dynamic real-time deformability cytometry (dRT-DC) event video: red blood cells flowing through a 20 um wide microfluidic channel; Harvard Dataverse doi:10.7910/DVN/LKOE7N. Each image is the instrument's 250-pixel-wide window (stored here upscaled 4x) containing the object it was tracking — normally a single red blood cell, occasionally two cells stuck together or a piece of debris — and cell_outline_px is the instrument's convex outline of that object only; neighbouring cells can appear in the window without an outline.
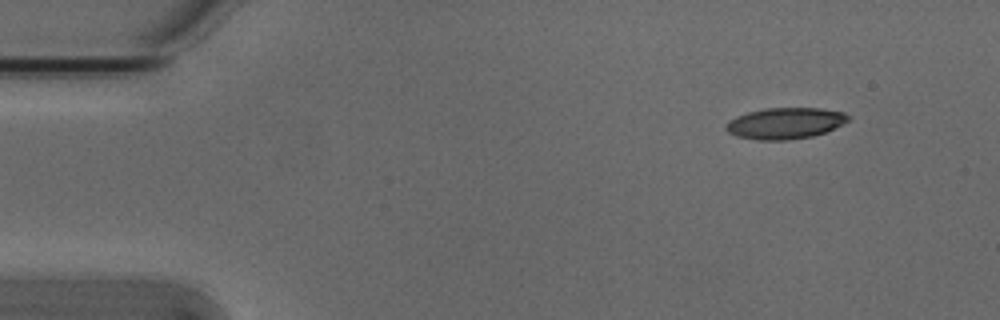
{"species": "Egyptian fruit bat (a non-hibernating species)", "species_latin": "Rousettus aegyptiacus", "temperature_condition": "cold", "stored_images_in_passage": 7, "camera_frame_rate_fps": 3000, "um_per_image_px": 0.085, "animal": {"sex": "male"}, "frame": {"image": 1, "passage_image": 1, "time_ms": 0.0, "image_size_px": [1000, 320], "cell_outline_px": [[848, 120], [824, 132], [812, 136], [788, 140], [756, 140], [736, 136], [728, 132], [724, 128], [728, 120], [736, 116], [748, 112], [764, 108], [820, 108], [844, 112], [848, 116]], "centroid_in_image_um": [66.66, 10.47], "position_along_channel_um": 18.3, "area_um2": 22.14}}
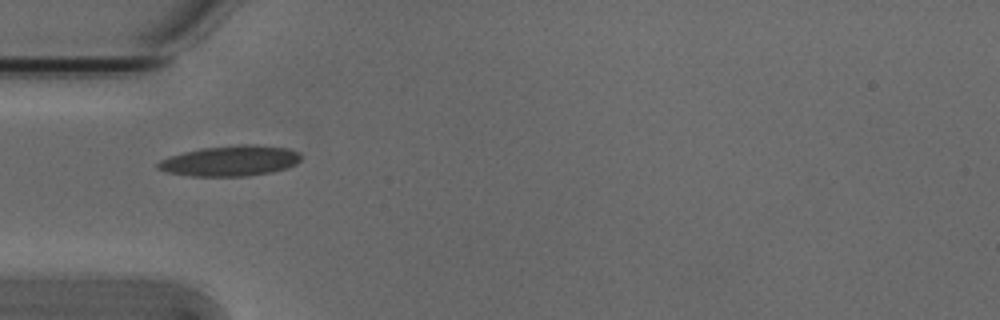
{"frame": {"image": 2, "passage_image": 4, "time_ms": 1.0, "image_size_px": [1000, 320], "cell_outline_px": [[300, 160], [296, 164], [272, 172], [248, 176], [192, 176], [168, 172], [156, 168], [156, 164], [160, 160], [168, 156], [200, 148], [236, 144], [256, 144], [288, 148], [300, 152]], "centroid_in_image_um": [19.57, 13.66], "position_along_channel_um": 65.4, "area_um2": 25.61}}
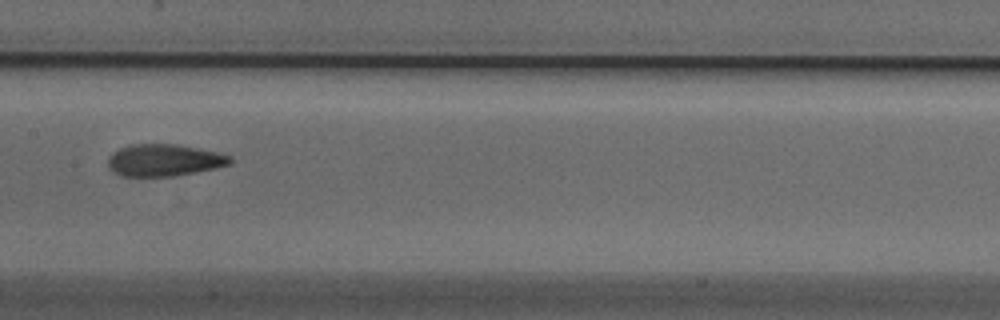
{"frame": {"image": 3, "passage_image": 7, "time_ms": 2.0, "image_size_px": [1000, 320], "cell_outline_px": [[232, 164], [216, 168], [176, 176], [120, 176], [108, 168], [108, 156], [112, 152], [120, 148], [132, 144], [176, 144], [216, 152], [232, 156]], "centroid_in_image_um": [13.94, 13.62], "position_along_channel_um": 193.5, "area_um2": 22.89}}